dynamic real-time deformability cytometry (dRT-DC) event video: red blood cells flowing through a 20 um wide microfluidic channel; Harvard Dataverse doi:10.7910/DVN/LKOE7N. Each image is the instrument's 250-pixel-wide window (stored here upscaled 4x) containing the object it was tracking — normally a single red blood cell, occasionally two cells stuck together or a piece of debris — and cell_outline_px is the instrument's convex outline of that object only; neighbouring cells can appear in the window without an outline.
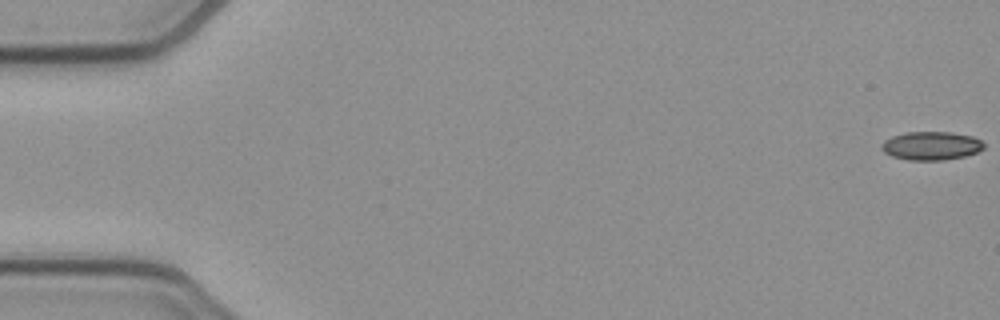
{"species": "common noctule bat (a hibernating species)", "species_latin": "Nyctalus noctula", "temperature_condition": "cold", "stored_images_in_passage": 53, "camera_frame_rate_fps": 3000, "um_per_image_px": 0.085, "animal": {"sex": "female", "body_mass_g": 21.9}, "frame": {"image": 1, "passage_image": 1, "time_ms": 0.0, "image_size_px": [1000, 320], "cell_outline_px": [[984, 148], [976, 152], [964, 156], [940, 160], [908, 160], [892, 156], [884, 152], [880, 148], [880, 144], [884, 140], [892, 136], [908, 132], [948, 132], [972, 136], [980, 140], [984, 144]], "centroid_in_image_um": [79.11, 12.39], "position_along_channel_um": 5.9, "area_um2": 16.88}}
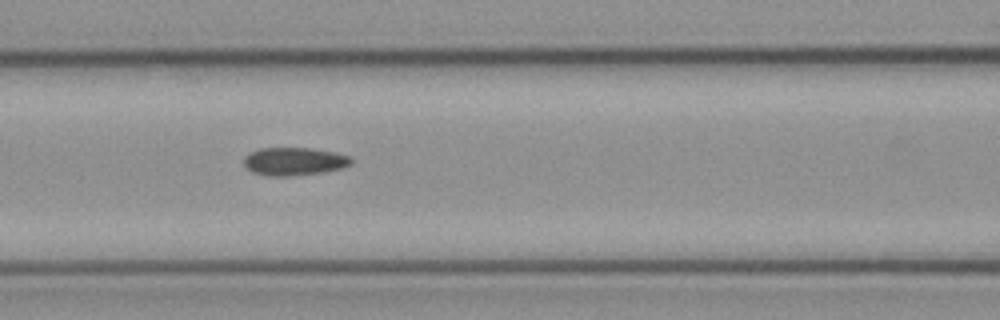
{"frame": {"image": 2, "passage_image": 23, "time_ms": 7.333, "image_size_px": [1000, 320], "cell_outline_px": [[352, 164], [340, 168], [324, 172], [288, 176], [268, 176], [252, 172], [244, 164], [244, 156], [248, 152], [260, 148], [308, 148], [336, 152], [352, 156]], "centroid_in_image_um": [25.0, 13.71], "position_along_channel_um": 141.6, "area_um2": 17.63}}
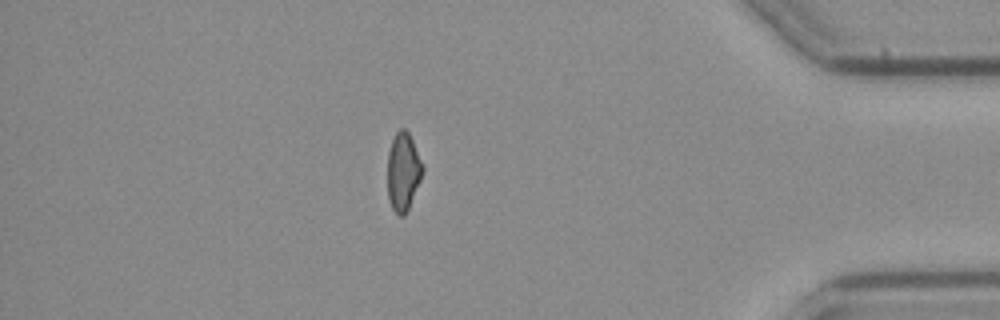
{"frame": {"image": 3, "passage_image": 46, "time_ms": 15.0, "image_size_px": [1000, 320], "cell_outline_px": [[424, 168], [420, 180], [408, 208], [404, 216], [400, 216], [392, 208], [388, 196], [388, 152], [392, 140], [396, 132], [400, 128], [404, 128], [408, 132], [412, 140]], "centroid_in_image_um": [34.26, 14.57], "position_along_channel_um": 400.9, "area_um2": 15.66}, "authors_computed_cell_mechanics": {"area_um2": 17.2822, "velocity_mm_per_s": 3.9322, "shape_relaxation_time_tau1_ms": null, "shape_relaxation_time_tau2_ms": 8.2585, "deformation_change_tau1": null, "deformation_change_tau2": 0.1419}}